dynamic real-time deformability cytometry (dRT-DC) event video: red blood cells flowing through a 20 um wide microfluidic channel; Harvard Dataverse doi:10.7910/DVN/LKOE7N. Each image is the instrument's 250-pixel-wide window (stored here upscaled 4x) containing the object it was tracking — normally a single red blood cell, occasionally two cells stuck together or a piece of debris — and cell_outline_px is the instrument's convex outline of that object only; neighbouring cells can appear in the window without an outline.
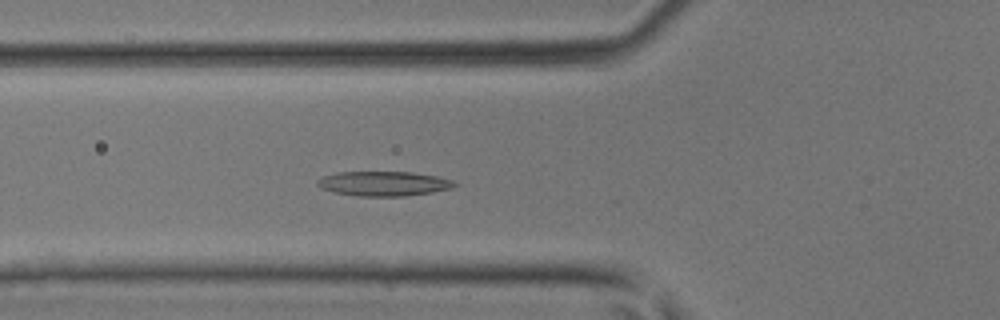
{"species": "common noctule bat (a hibernating species)", "species_latin": "Nyctalus noctula", "temperature_condition": "room temperature", "stored_images_in_passage": 37, "camera_frame_rate_fps": 3000, "um_per_image_px": 0.085, "animal": {"sex": "male", "body_mass_g": 17.9, "forearm_length_mm": 54.2}, "frame": {"image": 1, "passage_image": 10, "time_ms": 3.0, "image_size_px": [1000, 320], "cell_outline_px": [[456, 184], [452, 188], [432, 192], [404, 196], [356, 196], [336, 192], [324, 188], [316, 184], [316, 180], [324, 176], [336, 172], [412, 172], [436, 176], [452, 180]], "centroid_in_image_um": [32.61, 15.6], "position_along_channel_um": 93.2, "area_um2": 19.48}}
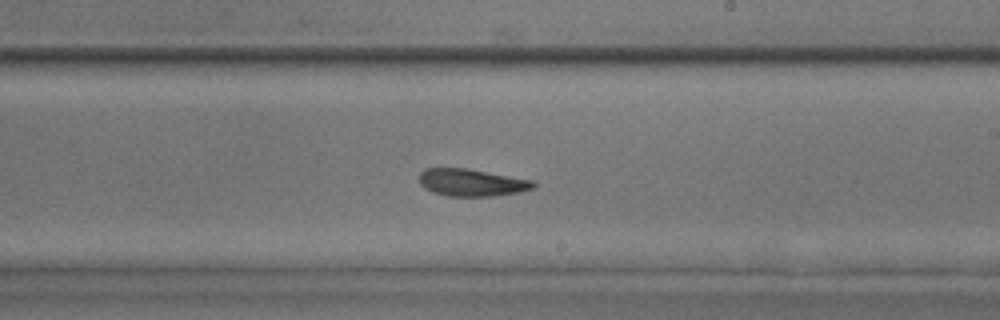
{"frame": {"image": 2, "passage_image": 20, "time_ms": 6.333, "image_size_px": [1000, 320], "cell_outline_px": [[536, 188], [520, 192], [496, 196], [448, 196], [432, 192], [424, 188], [420, 184], [420, 172], [424, 168], [464, 168], [536, 180]], "centroid_in_image_um": [40.14, 15.52], "position_along_channel_um": 248.9, "area_um2": 18.38}}
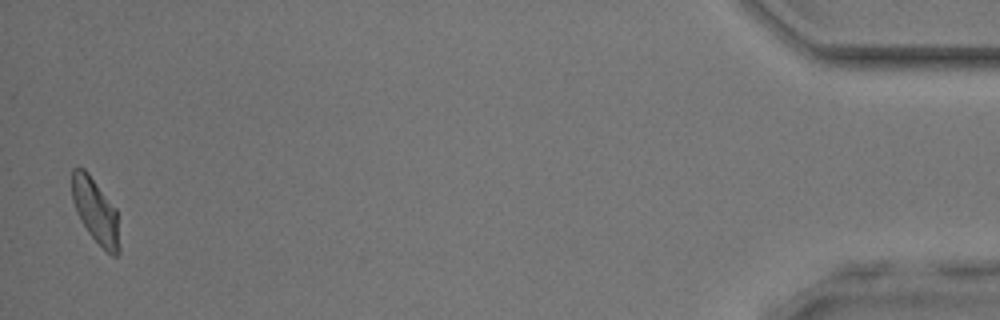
{"frame": {"image": 3, "passage_image": 37, "time_ms": 12.0, "image_size_px": [1000, 320], "cell_outline_px": [[120, 252], [116, 256], [112, 256], [88, 232], [80, 220], [76, 212], [72, 200], [72, 168], [84, 168], [88, 172], [116, 208], [120, 248]], "centroid_in_image_um": [8.12, 17.92], "position_along_channel_um": 427.1, "area_um2": 17.8}}